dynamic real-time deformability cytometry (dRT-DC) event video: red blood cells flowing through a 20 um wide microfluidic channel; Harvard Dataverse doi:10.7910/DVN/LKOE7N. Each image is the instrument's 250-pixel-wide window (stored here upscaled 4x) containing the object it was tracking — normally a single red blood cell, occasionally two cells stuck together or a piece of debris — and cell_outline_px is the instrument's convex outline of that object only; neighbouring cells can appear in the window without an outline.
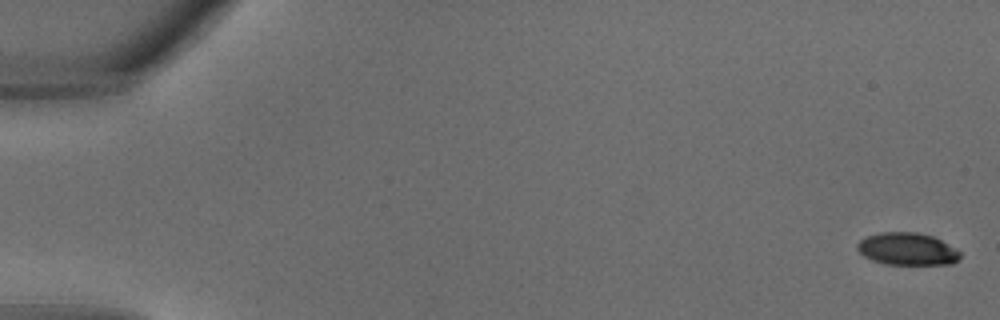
{"species": "common noctule bat (a hibernating species)", "species_latin": "Nyctalus noctula", "temperature_condition": "warm", "stored_images_in_passage": 12, "camera_frame_rate_fps": 3000, "um_per_image_px": 0.085, "animal": {"sex": "male", "body_mass_g": 18.8}, "frame": {"image": 1, "passage_image": 1, "time_ms": 0.0, "image_size_px": [1000, 320], "cell_outline_px": [[960, 260], [952, 264], [884, 264], [872, 260], [864, 256], [856, 248], [856, 244], [860, 240], [868, 236], [880, 232], [916, 232], [932, 236], [940, 240], [960, 252]], "centroid_in_image_um": [77.1, 21.17], "position_along_channel_um": 7.9, "area_um2": 19.31}}
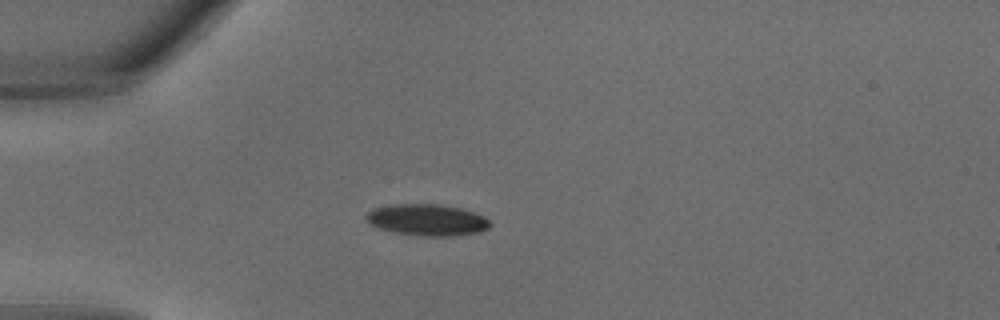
{"frame": {"image": 2, "passage_image": 10, "time_ms": 3.0, "image_size_px": [1000, 320], "cell_outline_px": [[492, 224], [488, 228], [480, 232], [452, 236], [424, 236], [396, 232], [380, 228], [372, 224], [364, 216], [372, 208], [392, 204], [440, 204], [460, 208], [484, 216]], "centroid_in_image_um": [36.32, 18.68], "position_along_channel_um": 48.7, "area_um2": 22.6}}